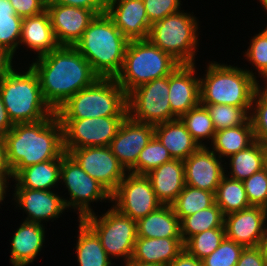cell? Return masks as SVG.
I'll use <instances>...</instances> for the list:
<instances>
[{"label": "cell", "instance_id": "cell-20", "mask_svg": "<svg viewBox=\"0 0 267 266\" xmlns=\"http://www.w3.org/2000/svg\"><path fill=\"white\" fill-rule=\"evenodd\" d=\"M197 69L196 63L180 64L169 75L168 96L172 114L176 118H181L200 104V76Z\"/></svg>", "mask_w": 267, "mask_h": 266}, {"label": "cell", "instance_id": "cell-9", "mask_svg": "<svg viewBox=\"0 0 267 266\" xmlns=\"http://www.w3.org/2000/svg\"><path fill=\"white\" fill-rule=\"evenodd\" d=\"M97 213L89 214L82 220L100 238L107 255L125 264L132 259L137 239L136 220L123 215L112 206L100 215Z\"/></svg>", "mask_w": 267, "mask_h": 266}, {"label": "cell", "instance_id": "cell-13", "mask_svg": "<svg viewBox=\"0 0 267 266\" xmlns=\"http://www.w3.org/2000/svg\"><path fill=\"white\" fill-rule=\"evenodd\" d=\"M111 203L117 211L136 221L162 206L146 175L129 172L111 194Z\"/></svg>", "mask_w": 267, "mask_h": 266}, {"label": "cell", "instance_id": "cell-26", "mask_svg": "<svg viewBox=\"0 0 267 266\" xmlns=\"http://www.w3.org/2000/svg\"><path fill=\"white\" fill-rule=\"evenodd\" d=\"M154 136L173 159L184 161L201 147L180 118L155 125Z\"/></svg>", "mask_w": 267, "mask_h": 266}, {"label": "cell", "instance_id": "cell-46", "mask_svg": "<svg viewBox=\"0 0 267 266\" xmlns=\"http://www.w3.org/2000/svg\"><path fill=\"white\" fill-rule=\"evenodd\" d=\"M46 4H59L92 10L96 15L106 13L107 0H48Z\"/></svg>", "mask_w": 267, "mask_h": 266}, {"label": "cell", "instance_id": "cell-54", "mask_svg": "<svg viewBox=\"0 0 267 266\" xmlns=\"http://www.w3.org/2000/svg\"><path fill=\"white\" fill-rule=\"evenodd\" d=\"M123 266H162V265L152 264V263H142V262L130 259L128 262L123 264Z\"/></svg>", "mask_w": 267, "mask_h": 266}, {"label": "cell", "instance_id": "cell-27", "mask_svg": "<svg viewBox=\"0 0 267 266\" xmlns=\"http://www.w3.org/2000/svg\"><path fill=\"white\" fill-rule=\"evenodd\" d=\"M183 250L182 238L137 237L132 260L168 266Z\"/></svg>", "mask_w": 267, "mask_h": 266}, {"label": "cell", "instance_id": "cell-1", "mask_svg": "<svg viewBox=\"0 0 267 266\" xmlns=\"http://www.w3.org/2000/svg\"><path fill=\"white\" fill-rule=\"evenodd\" d=\"M29 62L38 74L43 98L54 112L99 78L74 46H59Z\"/></svg>", "mask_w": 267, "mask_h": 266}, {"label": "cell", "instance_id": "cell-3", "mask_svg": "<svg viewBox=\"0 0 267 266\" xmlns=\"http://www.w3.org/2000/svg\"><path fill=\"white\" fill-rule=\"evenodd\" d=\"M129 40L106 14L96 15L74 45L99 78H116Z\"/></svg>", "mask_w": 267, "mask_h": 266}, {"label": "cell", "instance_id": "cell-33", "mask_svg": "<svg viewBox=\"0 0 267 266\" xmlns=\"http://www.w3.org/2000/svg\"><path fill=\"white\" fill-rule=\"evenodd\" d=\"M181 237L185 243L191 236L213 228L224 227V215L216 203L180 221Z\"/></svg>", "mask_w": 267, "mask_h": 266}, {"label": "cell", "instance_id": "cell-49", "mask_svg": "<svg viewBox=\"0 0 267 266\" xmlns=\"http://www.w3.org/2000/svg\"><path fill=\"white\" fill-rule=\"evenodd\" d=\"M168 266H203V263L184 249Z\"/></svg>", "mask_w": 267, "mask_h": 266}, {"label": "cell", "instance_id": "cell-50", "mask_svg": "<svg viewBox=\"0 0 267 266\" xmlns=\"http://www.w3.org/2000/svg\"><path fill=\"white\" fill-rule=\"evenodd\" d=\"M13 126L14 124L9 118L0 94V137L3 138L13 128Z\"/></svg>", "mask_w": 267, "mask_h": 266}, {"label": "cell", "instance_id": "cell-41", "mask_svg": "<svg viewBox=\"0 0 267 266\" xmlns=\"http://www.w3.org/2000/svg\"><path fill=\"white\" fill-rule=\"evenodd\" d=\"M213 121L215 131L240 126L249 115L241 108L225 104H202Z\"/></svg>", "mask_w": 267, "mask_h": 266}, {"label": "cell", "instance_id": "cell-16", "mask_svg": "<svg viewBox=\"0 0 267 266\" xmlns=\"http://www.w3.org/2000/svg\"><path fill=\"white\" fill-rule=\"evenodd\" d=\"M153 136L154 125L137 122L127 116L109 148L128 172L137 163L140 152Z\"/></svg>", "mask_w": 267, "mask_h": 266}, {"label": "cell", "instance_id": "cell-40", "mask_svg": "<svg viewBox=\"0 0 267 266\" xmlns=\"http://www.w3.org/2000/svg\"><path fill=\"white\" fill-rule=\"evenodd\" d=\"M260 84L253 97L249 118L255 140L267 147V85Z\"/></svg>", "mask_w": 267, "mask_h": 266}, {"label": "cell", "instance_id": "cell-8", "mask_svg": "<svg viewBox=\"0 0 267 266\" xmlns=\"http://www.w3.org/2000/svg\"><path fill=\"white\" fill-rule=\"evenodd\" d=\"M179 12L151 24L148 40L180 64H193L199 52L201 28L194 12Z\"/></svg>", "mask_w": 267, "mask_h": 266}, {"label": "cell", "instance_id": "cell-22", "mask_svg": "<svg viewBox=\"0 0 267 266\" xmlns=\"http://www.w3.org/2000/svg\"><path fill=\"white\" fill-rule=\"evenodd\" d=\"M45 225L23 220L10 242L9 262L12 266H28L34 264L38 254L45 247Z\"/></svg>", "mask_w": 267, "mask_h": 266}, {"label": "cell", "instance_id": "cell-35", "mask_svg": "<svg viewBox=\"0 0 267 266\" xmlns=\"http://www.w3.org/2000/svg\"><path fill=\"white\" fill-rule=\"evenodd\" d=\"M215 203V194L213 192L197 189L185 185L182 192L171 204L174 213L181 221L200 210L207 209Z\"/></svg>", "mask_w": 267, "mask_h": 266}, {"label": "cell", "instance_id": "cell-29", "mask_svg": "<svg viewBox=\"0 0 267 266\" xmlns=\"http://www.w3.org/2000/svg\"><path fill=\"white\" fill-rule=\"evenodd\" d=\"M224 167L226 176L244 181L266 167V146L255 140L247 148L225 159Z\"/></svg>", "mask_w": 267, "mask_h": 266}, {"label": "cell", "instance_id": "cell-7", "mask_svg": "<svg viewBox=\"0 0 267 266\" xmlns=\"http://www.w3.org/2000/svg\"><path fill=\"white\" fill-rule=\"evenodd\" d=\"M180 63L148 39L128 42L120 73L115 80L128 95L149 81L169 76Z\"/></svg>", "mask_w": 267, "mask_h": 266}, {"label": "cell", "instance_id": "cell-47", "mask_svg": "<svg viewBox=\"0 0 267 266\" xmlns=\"http://www.w3.org/2000/svg\"><path fill=\"white\" fill-rule=\"evenodd\" d=\"M236 266H266L261 248L259 246L244 248Z\"/></svg>", "mask_w": 267, "mask_h": 266}, {"label": "cell", "instance_id": "cell-57", "mask_svg": "<svg viewBox=\"0 0 267 266\" xmlns=\"http://www.w3.org/2000/svg\"><path fill=\"white\" fill-rule=\"evenodd\" d=\"M266 166H267V147H266Z\"/></svg>", "mask_w": 267, "mask_h": 266}, {"label": "cell", "instance_id": "cell-32", "mask_svg": "<svg viewBox=\"0 0 267 266\" xmlns=\"http://www.w3.org/2000/svg\"><path fill=\"white\" fill-rule=\"evenodd\" d=\"M215 203L224 216L249 208L250 204L243 181L224 175L215 193Z\"/></svg>", "mask_w": 267, "mask_h": 266}, {"label": "cell", "instance_id": "cell-23", "mask_svg": "<svg viewBox=\"0 0 267 266\" xmlns=\"http://www.w3.org/2000/svg\"><path fill=\"white\" fill-rule=\"evenodd\" d=\"M22 46H25L27 51H33V54H36L34 58L48 54L60 46L46 10L38 15L23 18L19 50H22Z\"/></svg>", "mask_w": 267, "mask_h": 266}, {"label": "cell", "instance_id": "cell-39", "mask_svg": "<svg viewBox=\"0 0 267 266\" xmlns=\"http://www.w3.org/2000/svg\"><path fill=\"white\" fill-rule=\"evenodd\" d=\"M225 237V228H213L191 236L184 243V249L190 255L202 260L216 250Z\"/></svg>", "mask_w": 267, "mask_h": 266}, {"label": "cell", "instance_id": "cell-15", "mask_svg": "<svg viewBox=\"0 0 267 266\" xmlns=\"http://www.w3.org/2000/svg\"><path fill=\"white\" fill-rule=\"evenodd\" d=\"M12 201L16 208L27 215L25 221L38 224L54 222L68 211L63 196L55 190H37L28 188H13ZM19 207V208H18Z\"/></svg>", "mask_w": 267, "mask_h": 266}, {"label": "cell", "instance_id": "cell-45", "mask_svg": "<svg viewBox=\"0 0 267 266\" xmlns=\"http://www.w3.org/2000/svg\"><path fill=\"white\" fill-rule=\"evenodd\" d=\"M16 15L21 18L35 16L46 10L45 0H9Z\"/></svg>", "mask_w": 267, "mask_h": 266}, {"label": "cell", "instance_id": "cell-36", "mask_svg": "<svg viewBox=\"0 0 267 266\" xmlns=\"http://www.w3.org/2000/svg\"><path fill=\"white\" fill-rule=\"evenodd\" d=\"M180 119L185 124L192 138L200 146H207L212 142L216 131L209 112L204 105L199 104L191 108Z\"/></svg>", "mask_w": 267, "mask_h": 266}, {"label": "cell", "instance_id": "cell-44", "mask_svg": "<svg viewBox=\"0 0 267 266\" xmlns=\"http://www.w3.org/2000/svg\"><path fill=\"white\" fill-rule=\"evenodd\" d=\"M143 2L151 24L183 9L182 0H143Z\"/></svg>", "mask_w": 267, "mask_h": 266}, {"label": "cell", "instance_id": "cell-51", "mask_svg": "<svg viewBox=\"0 0 267 266\" xmlns=\"http://www.w3.org/2000/svg\"><path fill=\"white\" fill-rule=\"evenodd\" d=\"M0 176H11V171L6 162L5 142L0 137Z\"/></svg>", "mask_w": 267, "mask_h": 266}, {"label": "cell", "instance_id": "cell-30", "mask_svg": "<svg viewBox=\"0 0 267 266\" xmlns=\"http://www.w3.org/2000/svg\"><path fill=\"white\" fill-rule=\"evenodd\" d=\"M77 222L78 234L74 250L78 266H118L105 252L97 234L83 220Z\"/></svg>", "mask_w": 267, "mask_h": 266}, {"label": "cell", "instance_id": "cell-21", "mask_svg": "<svg viewBox=\"0 0 267 266\" xmlns=\"http://www.w3.org/2000/svg\"><path fill=\"white\" fill-rule=\"evenodd\" d=\"M106 14L129 40H146L151 23L143 0H107Z\"/></svg>", "mask_w": 267, "mask_h": 266}, {"label": "cell", "instance_id": "cell-24", "mask_svg": "<svg viewBox=\"0 0 267 266\" xmlns=\"http://www.w3.org/2000/svg\"><path fill=\"white\" fill-rule=\"evenodd\" d=\"M146 177L162 205H171L186 185L184 162L172 159L156 167Z\"/></svg>", "mask_w": 267, "mask_h": 266}, {"label": "cell", "instance_id": "cell-28", "mask_svg": "<svg viewBox=\"0 0 267 266\" xmlns=\"http://www.w3.org/2000/svg\"><path fill=\"white\" fill-rule=\"evenodd\" d=\"M137 237L182 238L180 220L171 205H162L136 221Z\"/></svg>", "mask_w": 267, "mask_h": 266}, {"label": "cell", "instance_id": "cell-34", "mask_svg": "<svg viewBox=\"0 0 267 266\" xmlns=\"http://www.w3.org/2000/svg\"><path fill=\"white\" fill-rule=\"evenodd\" d=\"M23 18L16 12L9 0H0V47L18 56Z\"/></svg>", "mask_w": 267, "mask_h": 266}, {"label": "cell", "instance_id": "cell-11", "mask_svg": "<svg viewBox=\"0 0 267 266\" xmlns=\"http://www.w3.org/2000/svg\"><path fill=\"white\" fill-rule=\"evenodd\" d=\"M169 76L143 84L127 95L128 116L141 123L157 125L177 119L169 102Z\"/></svg>", "mask_w": 267, "mask_h": 266}, {"label": "cell", "instance_id": "cell-38", "mask_svg": "<svg viewBox=\"0 0 267 266\" xmlns=\"http://www.w3.org/2000/svg\"><path fill=\"white\" fill-rule=\"evenodd\" d=\"M173 158L160 141L153 136L140 152L137 163L128 171L136 175H147L156 167L171 161Z\"/></svg>", "mask_w": 267, "mask_h": 266}, {"label": "cell", "instance_id": "cell-52", "mask_svg": "<svg viewBox=\"0 0 267 266\" xmlns=\"http://www.w3.org/2000/svg\"><path fill=\"white\" fill-rule=\"evenodd\" d=\"M11 176H0V204L2 205L4 202L5 203V198L6 196H11L10 193V189H8L10 187V183H11ZM7 194V195H6ZM9 194V195H8Z\"/></svg>", "mask_w": 267, "mask_h": 266}, {"label": "cell", "instance_id": "cell-10", "mask_svg": "<svg viewBox=\"0 0 267 266\" xmlns=\"http://www.w3.org/2000/svg\"><path fill=\"white\" fill-rule=\"evenodd\" d=\"M60 185V189L63 185L64 191H68L69 197L63 195L67 211L72 209L78 215V220L95 212L91 206L94 202L111 204V194L88 175L68 153L61 159Z\"/></svg>", "mask_w": 267, "mask_h": 266}, {"label": "cell", "instance_id": "cell-5", "mask_svg": "<svg viewBox=\"0 0 267 266\" xmlns=\"http://www.w3.org/2000/svg\"><path fill=\"white\" fill-rule=\"evenodd\" d=\"M27 66L24 70L16 67L0 82L3 104L13 124L37 122L54 113L43 98L38 74Z\"/></svg>", "mask_w": 267, "mask_h": 266}, {"label": "cell", "instance_id": "cell-17", "mask_svg": "<svg viewBox=\"0 0 267 266\" xmlns=\"http://www.w3.org/2000/svg\"><path fill=\"white\" fill-rule=\"evenodd\" d=\"M226 238L242 246H260L267 228V209L250 206L238 212L224 216Z\"/></svg>", "mask_w": 267, "mask_h": 266}, {"label": "cell", "instance_id": "cell-48", "mask_svg": "<svg viewBox=\"0 0 267 266\" xmlns=\"http://www.w3.org/2000/svg\"><path fill=\"white\" fill-rule=\"evenodd\" d=\"M14 63L17 64L15 55L6 48L0 47V82L16 68Z\"/></svg>", "mask_w": 267, "mask_h": 266}, {"label": "cell", "instance_id": "cell-2", "mask_svg": "<svg viewBox=\"0 0 267 266\" xmlns=\"http://www.w3.org/2000/svg\"><path fill=\"white\" fill-rule=\"evenodd\" d=\"M3 139L12 178L27 166L57 159L65 152L63 128L55 112L37 122L14 124Z\"/></svg>", "mask_w": 267, "mask_h": 266}, {"label": "cell", "instance_id": "cell-25", "mask_svg": "<svg viewBox=\"0 0 267 266\" xmlns=\"http://www.w3.org/2000/svg\"><path fill=\"white\" fill-rule=\"evenodd\" d=\"M59 158L42 163L33 164L21 169L11 181L15 184L10 188H28L37 190H54L60 185L61 159ZM13 186V187H12Z\"/></svg>", "mask_w": 267, "mask_h": 266}, {"label": "cell", "instance_id": "cell-4", "mask_svg": "<svg viewBox=\"0 0 267 266\" xmlns=\"http://www.w3.org/2000/svg\"><path fill=\"white\" fill-rule=\"evenodd\" d=\"M200 75V104H225L241 107L248 115L259 81L243 67L208 61ZM202 76V77H201Z\"/></svg>", "mask_w": 267, "mask_h": 266}, {"label": "cell", "instance_id": "cell-42", "mask_svg": "<svg viewBox=\"0 0 267 266\" xmlns=\"http://www.w3.org/2000/svg\"><path fill=\"white\" fill-rule=\"evenodd\" d=\"M244 248L225 237L216 250L202 259L203 266H236Z\"/></svg>", "mask_w": 267, "mask_h": 266}, {"label": "cell", "instance_id": "cell-37", "mask_svg": "<svg viewBox=\"0 0 267 266\" xmlns=\"http://www.w3.org/2000/svg\"><path fill=\"white\" fill-rule=\"evenodd\" d=\"M248 45L247 51L243 52V57L254 68L249 69V66L248 68H243L258 81L261 82V79L259 80L258 78H262V81L265 83L267 81V34L263 30L259 31L251 37Z\"/></svg>", "mask_w": 267, "mask_h": 266}, {"label": "cell", "instance_id": "cell-19", "mask_svg": "<svg viewBox=\"0 0 267 266\" xmlns=\"http://www.w3.org/2000/svg\"><path fill=\"white\" fill-rule=\"evenodd\" d=\"M55 38L60 46H74L96 14L74 6L46 4Z\"/></svg>", "mask_w": 267, "mask_h": 266}, {"label": "cell", "instance_id": "cell-12", "mask_svg": "<svg viewBox=\"0 0 267 266\" xmlns=\"http://www.w3.org/2000/svg\"><path fill=\"white\" fill-rule=\"evenodd\" d=\"M127 116L59 119L64 148L109 146Z\"/></svg>", "mask_w": 267, "mask_h": 266}, {"label": "cell", "instance_id": "cell-18", "mask_svg": "<svg viewBox=\"0 0 267 266\" xmlns=\"http://www.w3.org/2000/svg\"><path fill=\"white\" fill-rule=\"evenodd\" d=\"M183 162L186 185L216 193L225 175L223 159L208 146H201Z\"/></svg>", "mask_w": 267, "mask_h": 266}, {"label": "cell", "instance_id": "cell-53", "mask_svg": "<svg viewBox=\"0 0 267 266\" xmlns=\"http://www.w3.org/2000/svg\"><path fill=\"white\" fill-rule=\"evenodd\" d=\"M263 252V255L265 257L266 266H267V228L264 232V235L262 236V240L259 246Z\"/></svg>", "mask_w": 267, "mask_h": 266}, {"label": "cell", "instance_id": "cell-56", "mask_svg": "<svg viewBox=\"0 0 267 266\" xmlns=\"http://www.w3.org/2000/svg\"><path fill=\"white\" fill-rule=\"evenodd\" d=\"M262 30L267 34V24H266V27Z\"/></svg>", "mask_w": 267, "mask_h": 266}, {"label": "cell", "instance_id": "cell-55", "mask_svg": "<svg viewBox=\"0 0 267 266\" xmlns=\"http://www.w3.org/2000/svg\"><path fill=\"white\" fill-rule=\"evenodd\" d=\"M258 1L261 4L262 8H264V10L262 11H264L266 13L265 15H267V0H258Z\"/></svg>", "mask_w": 267, "mask_h": 266}, {"label": "cell", "instance_id": "cell-43", "mask_svg": "<svg viewBox=\"0 0 267 266\" xmlns=\"http://www.w3.org/2000/svg\"><path fill=\"white\" fill-rule=\"evenodd\" d=\"M250 206L267 209V166L243 181Z\"/></svg>", "mask_w": 267, "mask_h": 266}, {"label": "cell", "instance_id": "cell-14", "mask_svg": "<svg viewBox=\"0 0 267 266\" xmlns=\"http://www.w3.org/2000/svg\"><path fill=\"white\" fill-rule=\"evenodd\" d=\"M79 166L112 194L128 173L109 146L64 148Z\"/></svg>", "mask_w": 267, "mask_h": 266}, {"label": "cell", "instance_id": "cell-31", "mask_svg": "<svg viewBox=\"0 0 267 266\" xmlns=\"http://www.w3.org/2000/svg\"><path fill=\"white\" fill-rule=\"evenodd\" d=\"M254 141L252 123L248 118L240 126L216 131L208 147L225 161L229 156L247 148Z\"/></svg>", "mask_w": 267, "mask_h": 266}, {"label": "cell", "instance_id": "cell-6", "mask_svg": "<svg viewBox=\"0 0 267 266\" xmlns=\"http://www.w3.org/2000/svg\"><path fill=\"white\" fill-rule=\"evenodd\" d=\"M58 119L128 116L127 95L115 78H98L55 112Z\"/></svg>", "mask_w": 267, "mask_h": 266}]
</instances>
